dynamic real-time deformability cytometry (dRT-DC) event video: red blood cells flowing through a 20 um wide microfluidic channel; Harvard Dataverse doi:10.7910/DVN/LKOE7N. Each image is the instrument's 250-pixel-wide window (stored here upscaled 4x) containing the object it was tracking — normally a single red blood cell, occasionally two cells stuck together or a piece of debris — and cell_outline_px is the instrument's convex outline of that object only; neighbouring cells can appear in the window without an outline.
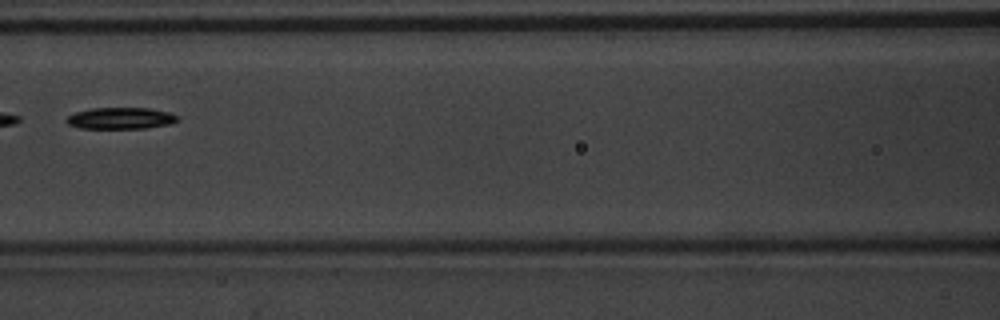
{"species": "common noctule bat (a hibernating species)", "species_latin": "Nyctalus noctula", "temperature_condition": "warm", "stored_images_in_passage": 7, "camera_frame_rate_fps": 3000, "um_per_image_px": 0.085, "animal": {"sex": "male", "body_mass_g": 20.1, "forearm_length_mm": 53.5}, "frame": {"image": 1, "passage_image": 6, "time_ms": 1.667, "image_size_px": [1000, 320], "cell_outline_px": [[180, 120], [172, 124], [148, 128], [80, 128], [68, 124], [64, 120], [68, 116], [76, 112], [92, 108], [148, 108], [168, 112], [180, 116]], "centroid_in_image_um": [10.31, 10.05], "position_along_channel_um": 156.3, "area_um2": 14.05}}
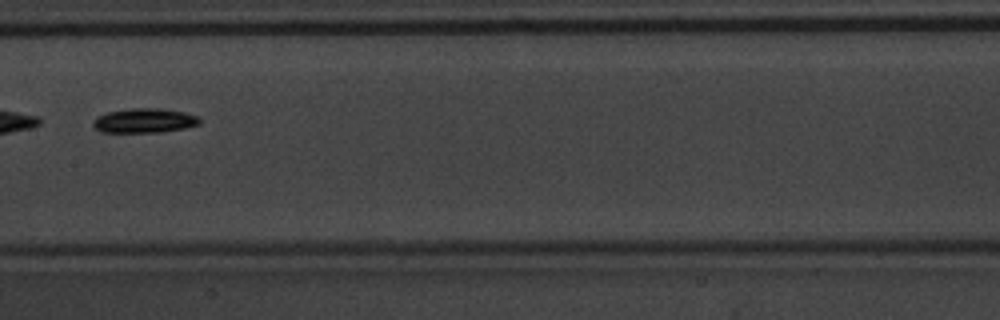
{"frame": {"image": 2, "passage_image": 7, "time_ms": 2.0, "image_size_px": [1000, 320], "cell_outline_px": [[200, 124], [184, 128], [160, 132], [100, 132], [92, 124], [92, 120], [96, 116], [108, 112], [132, 108], [160, 108], [184, 112], [196, 116], [200, 120]], "centroid_in_image_um": [12.24, 10.25], "position_along_channel_um": 195.2, "area_um2": 15.14}}